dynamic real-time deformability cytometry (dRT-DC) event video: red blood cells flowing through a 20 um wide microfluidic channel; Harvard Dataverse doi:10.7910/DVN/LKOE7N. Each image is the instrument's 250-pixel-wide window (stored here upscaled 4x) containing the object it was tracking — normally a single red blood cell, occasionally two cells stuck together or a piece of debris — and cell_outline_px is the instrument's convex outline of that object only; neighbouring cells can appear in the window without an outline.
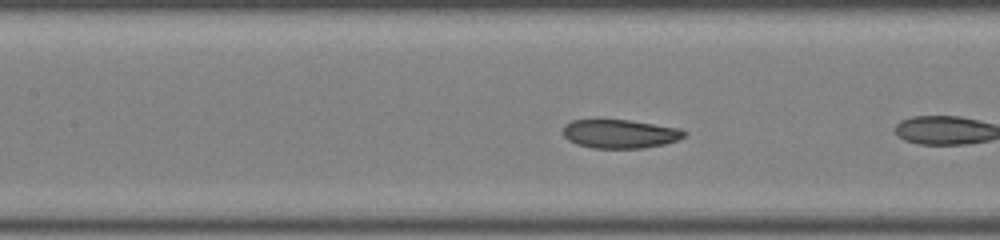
{"species": "common noctule bat (a hibernating species)", "species_latin": "Nyctalus noctula", "temperature_condition": "room temperature", "stored_images_in_passage": 8, "camera_frame_rate_fps": 3000, "um_per_image_px": 0.085, "animal": {"sex": "male", "body_mass_g": 19.0, "forearm_length_mm": 50.8}, "frame": {"image": 1, "passage_image": 7, "time_ms": 2.0, "image_size_px": [1000, 240], "cell_outline_px": [[688, 132], [684, 136], [676, 140], [664, 144], [644, 148], [592, 148], [576, 144], [568, 140], [564, 136], [564, 124], [572, 120], [596, 116], [628, 120], [680, 128]], "centroid_in_image_um": [52.62, 11.33], "position_along_channel_um": 154.8, "area_um2": 21.04}}